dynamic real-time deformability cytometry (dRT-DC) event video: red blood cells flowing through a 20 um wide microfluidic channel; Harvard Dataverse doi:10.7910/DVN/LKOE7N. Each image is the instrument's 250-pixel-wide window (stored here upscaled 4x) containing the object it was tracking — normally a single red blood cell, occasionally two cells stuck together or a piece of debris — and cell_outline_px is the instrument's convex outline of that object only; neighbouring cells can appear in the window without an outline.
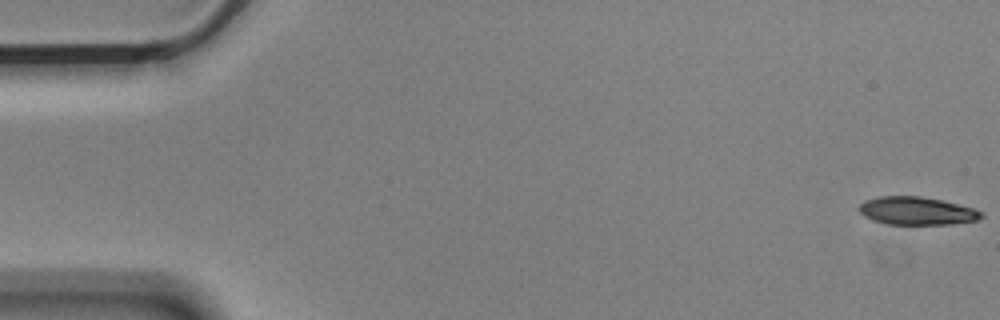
{"species": "Egyptian fruit bat (a non-hibernating species)", "species_latin": "Rousettus aegyptiacus", "temperature_condition": "cold", "stored_images_in_passage": 56, "camera_frame_rate_fps": 3000, "um_per_image_px": 0.085, "animal": {"sex": "male"}, "frame": {"image": 1, "passage_image": 1, "time_ms": 0.0, "image_size_px": [1000, 320], "cell_outline_px": [[984, 216], [980, 220], [952, 224], [884, 224], [872, 220], [864, 216], [856, 208], [864, 200], [880, 196], [920, 196], [940, 200], [976, 208], [984, 212]], "centroid_in_image_um": [77.94, 17.93], "position_along_channel_um": 7.1, "area_um2": 20.23}}
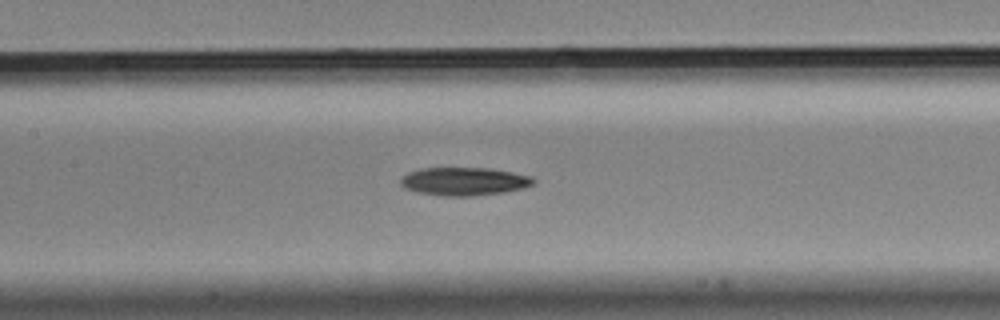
{"frame": {"image": 2, "passage_image": 26, "time_ms": 8.333, "image_size_px": [1000, 320], "cell_outline_px": [[536, 180], [532, 184], [520, 188], [504, 192], [472, 196], [440, 196], [416, 192], [404, 188], [400, 184], [400, 180], [408, 172], [420, 168], [488, 168], [512, 172], [532, 176]], "centroid_in_image_um": [39.41, 15.42], "position_along_channel_um": 168.0, "area_um2": 21.79}}
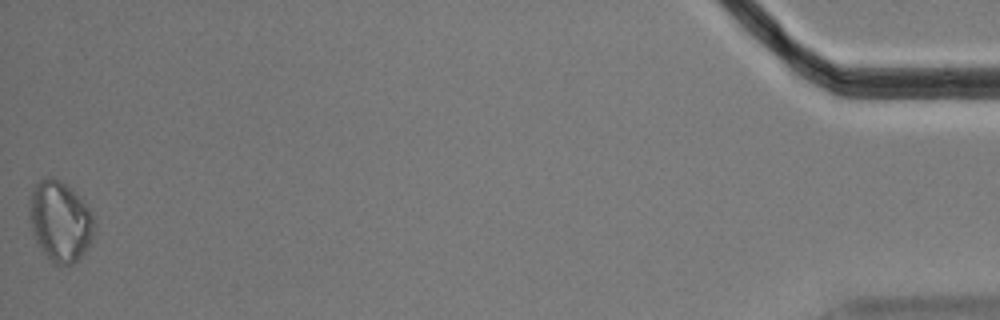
{"frame": {"image": 3, "passage_image": 56, "time_ms": 18.333, "image_size_px": [1000, 320], "cell_outline_px": [[96, 232], [88, 248], [72, 264], [56, 264], [48, 260], [40, 248], [36, 240], [32, 228], [28, 208], [28, 204], [32, 188], [40, 180], [48, 176], [52, 176], [60, 180], [72, 188], [84, 200], [92, 212], [96, 220]], "centroid_in_image_um": [5.14, 18.78], "position_along_channel_um": 430.1, "area_um2": 31.04}, "authors_computed_cell_mechanics": {"area_um2": 21.386, "velocity_mm_per_s": 3.5809, "shape_relaxation_time_tau1_ms": 3.1588, "shape_relaxation_time_tau2_ms": null, "deformation_change_tau1": 0.1068, "deformation_change_tau2": null}}